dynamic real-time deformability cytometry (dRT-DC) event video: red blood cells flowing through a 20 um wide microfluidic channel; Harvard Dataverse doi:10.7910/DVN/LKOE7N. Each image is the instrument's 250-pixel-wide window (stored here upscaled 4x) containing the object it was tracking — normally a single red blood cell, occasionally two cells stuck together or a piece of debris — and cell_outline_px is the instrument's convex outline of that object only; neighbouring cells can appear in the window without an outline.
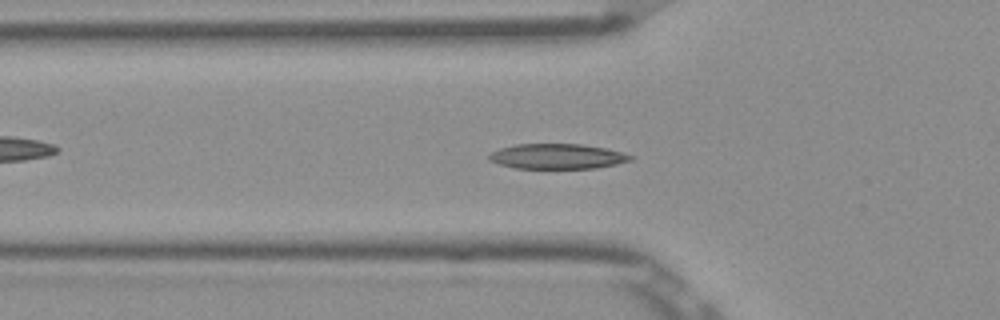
{"species": "Egyptian fruit bat (a non-hibernating species)", "species_latin": "Rousettus aegyptiacus", "temperature_condition": "room temperature", "stored_images_in_passage": 51, "camera_frame_rate_fps": 3000, "um_per_image_px": 0.085, "frame": {"image": 1, "passage_image": 17, "time_ms": 5.333, "image_size_px": [1000, 320], "cell_outline_px": [[636, 156], [632, 160], [616, 164], [596, 168], [516, 168], [500, 164], [488, 160], [488, 156], [492, 152], [500, 148], [516, 144], [584, 144], [604, 148]], "centroid_in_image_um": [47.38, 13.29], "position_along_channel_um": 78.4, "area_um2": 20.63}}
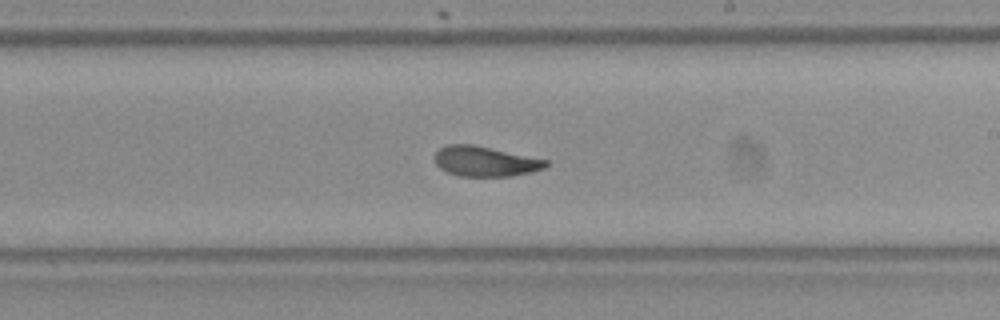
{"frame": {"image": 2, "passage_image": 30, "time_ms": 9.667, "image_size_px": [1000, 320], "cell_outline_px": [[548, 164], [544, 168], [532, 172], [512, 176], [460, 176], [448, 172], [440, 168], [436, 164], [432, 156], [440, 148], [448, 144], [472, 144], [548, 160]], "centroid_in_image_um": [41.21, 13.71], "position_along_channel_um": 247.8, "area_um2": 19.48}}
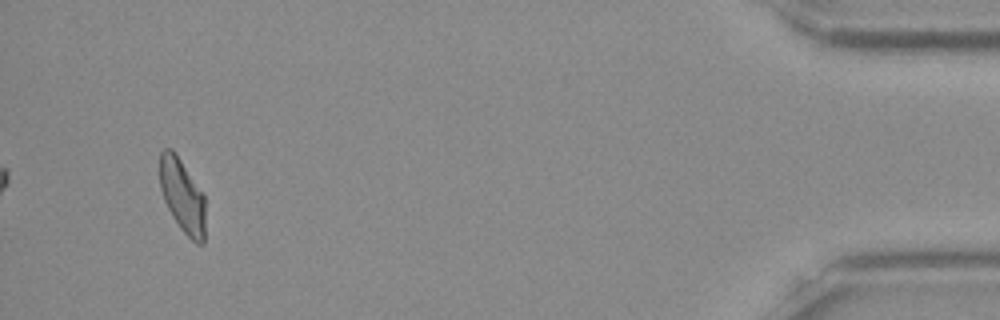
{"frame": {"image": 3, "passage_image": 49, "time_ms": 16.0, "image_size_px": [1000, 320], "cell_outline_px": [[204, 244], [196, 244], [180, 228], [172, 216], [164, 200], [160, 188], [160, 152], [164, 148], [172, 148], [204, 192]], "centroid_in_image_um": [15.5, 16.62], "position_along_channel_um": 419.7, "area_um2": 19.65}, "authors_computed_cell_mechanics": {"area_um2": 20.2878, "velocity_mm_per_s": 3.8873, "shape_relaxation_time_tau1_ms": 4.7493, "shape_relaxation_time_tau2_ms": 2.6197, "deformation_change_tau1": 0.1693, "deformation_change_tau2": 0.0872}}